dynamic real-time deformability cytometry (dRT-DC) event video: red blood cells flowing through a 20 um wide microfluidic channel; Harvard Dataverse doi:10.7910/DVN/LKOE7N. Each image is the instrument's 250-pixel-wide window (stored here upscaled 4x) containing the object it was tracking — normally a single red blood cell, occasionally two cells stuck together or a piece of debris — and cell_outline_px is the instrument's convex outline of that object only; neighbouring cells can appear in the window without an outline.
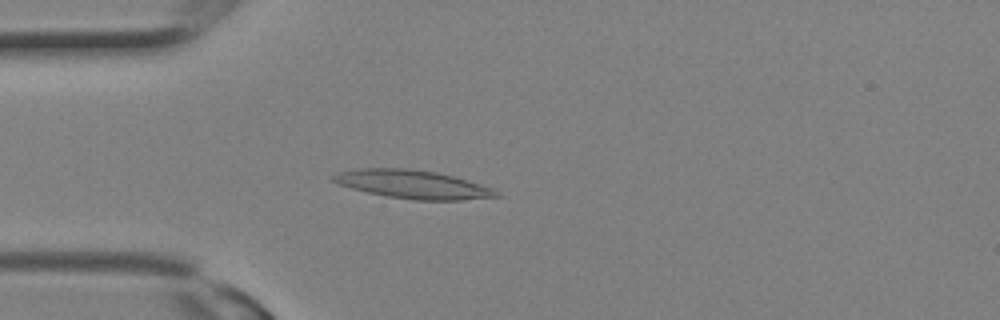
{"species": "Egyptian fruit bat (a non-hibernating species)", "species_latin": "Rousettus aegyptiacus", "temperature_condition": "room temperature", "stored_images_in_passage": 14, "camera_frame_rate_fps": 3000, "um_per_image_px": 0.085, "animal": {"sex": "female"}, "frame": {"image": 1, "passage_image": 8, "time_ms": 2.333, "image_size_px": [1000, 320], "cell_outline_px": [[504, 196], [464, 200], [416, 200], [388, 196], [368, 192], [352, 188], [340, 184], [332, 180], [332, 176], [336, 172], [360, 168], [408, 168], [436, 172], [456, 176], [492, 188], [500, 192]], "centroid_in_image_um": [35.15, 15.66], "position_along_channel_um": 49.9, "area_um2": 27.05}}
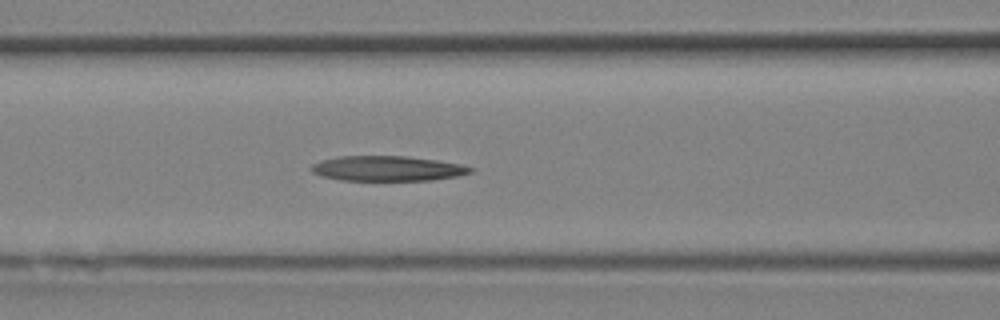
{"frame": {"image": 2, "passage_image": 12, "time_ms": 3.667, "image_size_px": [1000, 320], "cell_outline_px": [[476, 168], [472, 172], [460, 176], [432, 180], [340, 180], [320, 176], [312, 172], [308, 168], [312, 164], [320, 160], [340, 156], [408, 156], [436, 160], [460, 164]], "centroid_in_image_um": [32.92, 14.32], "position_along_channel_um": 133.7, "area_um2": 23.47}}
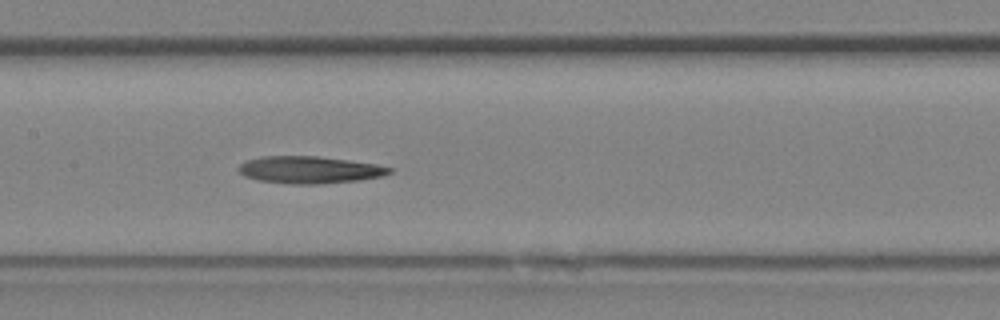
{"frame": {"image": 3, "passage_image": 14, "time_ms": 4.333, "image_size_px": [1000, 320], "cell_outline_px": [[392, 172], [384, 176], [360, 180], [316, 184], [292, 184], [256, 180], [244, 176], [236, 168], [240, 164], [248, 160], [260, 156], [320, 156], [376, 164], [392, 168]], "centroid_in_image_um": [26.3, 14.43], "position_along_channel_um": 181.1, "area_um2": 23.99}}